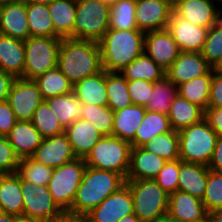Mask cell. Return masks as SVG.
<instances>
[{"instance_id":"6da1fadb","label":"cell","mask_w":222,"mask_h":222,"mask_svg":"<svg viewBox=\"0 0 222 222\" xmlns=\"http://www.w3.org/2000/svg\"><path fill=\"white\" fill-rule=\"evenodd\" d=\"M57 67L73 85L103 71L98 42L71 37L62 38Z\"/></svg>"},{"instance_id":"7a4b0ae2","label":"cell","mask_w":222,"mask_h":222,"mask_svg":"<svg viewBox=\"0 0 222 222\" xmlns=\"http://www.w3.org/2000/svg\"><path fill=\"white\" fill-rule=\"evenodd\" d=\"M145 33L139 29H109L98 41L103 69L120 72L144 53Z\"/></svg>"},{"instance_id":"3957f363","label":"cell","mask_w":222,"mask_h":222,"mask_svg":"<svg viewBox=\"0 0 222 222\" xmlns=\"http://www.w3.org/2000/svg\"><path fill=\"white\" fill-rule=\"evenodd\" d=\"M124 184L125 179L116 172L86 166L69 210L85 216Z\"/></svg>"},{"instance_id":"277c9868","label":"cell","mask_w":222,"mask_h":222,"mask_svg":"<svg viewBox=\"0 0 222 222\" xmlns=\"http://www.w3.org/2000/svg\"><path fill=\"white\" fill-rule=\"evenodd\" d=\"M178 137L179 156L182 161L208 166L218 135L204 118L178 131Z\"/></svg>"},{"instance_id":"5b68a950","label":"cell","mask_w":222,"mask_h":222,"mask_svg":"<svg viewBox=\"0 0 222 222\" xmlns=\"http://www.w3.org/2000/svg\"><path fill=\"white\" fill-rule=\"evenodd\" d=\"M131 149L130 142L112 135L103 136L86 156V166L116 172L126 180Z\"/></svg>"},{"instance_id":"8992f818","label":"cell","mask_w":222,"mask_h":222,"mask_svg":"<svg viewBox=\"0 0 222 222\" xmlns=\"http://www.w3.org/2000/svg\"><path fill=\"white\" fill-rule=\"evenodd\" d=\"M133 197L134 214L141 222H151L167 213L169 194L154 179L125 180Z\"/></svg>"},{"instance_id":"52a82bcc","label":"cell","mask_w":222,"mask_h":222,"mask_svg":"<svg viewBox=\"0 0 222 222\" xmlns=\"http://www.w3.org/2000/svg\"><path fill=\"white\" fill-rule=\"evenodd\" d=\"M110 5L101 0H76L74 38L98 42L109 30Z\"/></svg>"},{"instance_id":"ba28073f","label":"cell","mask_w":222,"mask_h":222,"mask_svg":"<svg viewBox=\"0 0 222 222\" xmlns=\"http://www.w3.org/2000/svg\"><path fill=\"white\" fill-rule=\"evenodd\" d=\"M60 37H29L24 41V79L34 80L46 71L57 67Z\"/></svg>"},{"instance_id":"9c48e42d","label":"cell","mask_w":222,"mask_h":222,"mask_svg":"<svg viewBox=\"0 0 222 222\" xmlns=\"http://www.w3.org/2000/svg\"><path fill=\"white\" fill-rule=\"evenodd\" d=\"M85 168L84 158H76L71 162L54 168L47 187L54 201L62 210H69L72 207Z\"/></svg>"},{"instance_id":"30bf717a","label":"cell","mask_w":222,"mask_h":222,"mask_svg":"<svg viewBox=\"0 0 222 222\" xmlns=\"http://www.w3.org/2000/svg\"><path fill=\"white\" fill-rule=\"evenodd\" d=\"M23 217L44 222L57 215L62 209L54 201L47 185L38 186L21 180Z\"/></svg>"},{"instance_id":"8fae6325","label":"cell","mask_w":222,"mask_h":222,"mask_svg":"<svg viewBox=\"0 0 222 222\" xmlns=\"http://www.w3.org/2000/svg\"><path fill=\"white\" fill-rule=\"evenodd\" d=\"M7 101L17 120L31 121L44 99L34 80L20 77L13 81Z\"/></svg>"},{"instance_id":"7c38bea8","label":"cell","mask_w":222,"mask_h":222,"mask_svg":"<svg viewBox=\"0 0 222 222\" xmlns=\"http://www.w3.org/2000/svg\"><path fill=\"white\" fill-rule=\"evenodd\" d=\"M130 214H134L133 197L129 186L125 183L87 213L85 218L86 222H118Z\"/></svg>"},{"instance_id":"4fadbf2b","label":"cell","mask_w":222,"mask_h":222,"mask_svg":"<svg viewBox=\"0 0 222 222\" xmlns=\"http://www.w3.org/2000/svg\"><path fill=\"white\" fill-rule=\"evenodd\" d=\"M172 12L173 5L169 0H136L137 28L144 33L165 29Z\"/></svg>"},{"instance_id":"5bb4252c","label":"cell","mask_w":222,"mask_h":222,"mask_svg":"<svg viewBox=\"0 0 222 222\" xmlns=\"http://www.w3.org/2000/svg\"><path fill=\"white\" fill-rule=\"evenodd\" d=\"M144 53L163 70H167L181 51L167 28L145 33Z\"/></svg>"},{"instance_id":"9a60e30c","label":"cell","mask_w":222,"mask_h":222,"mask_svg":"<svg viewBox=\"0 0 222 222\" xmlns=\"http://www.w3.org/2000/svg\"><path fill=\"white\" fill-rule=\"evenodd\" d=\"M167 29L177 42L181 52H201L209 30L191 23L174 10Z\"/></svg>"},{"instance_id":"2e32d148","label":"cell","mask_w":222,"mask_h":222,"mask_svg":"<svg viewBox=\"0 0 222 222\" xmlns=\"http://www.w3.org/2000/svg\"><path fill=\"white\" fill-rule=\"evenodd\" d=\"M31 157L52 168L60 167L77 158L65 132L53 137L43 138Z\"/></svg>"},{"instance_id":"e0dca14e","label":"cell","mask_w":222,"mask_h":222,"mask_svg":"<svg viewBox=\"0 0 222 222\" xmlns=\"http://www.w3.org/2000/svg\"><path fill=\"white\" fill-rule=\"evenodd\" d=\"M213 67L201 52H181L178 58L165 71V76L176 86L207 74Z\"/></svg>"},{"instance_id":"ac0fdd59","label":"cell","mask_w":222,"mask_h":222,"mask_svg":"<svg viewBox=\"0 0 222 222\" xmlns=\"http://www.w3.org/2000/svg\"><path fill=\"white\" fill-rule=\"evenodd\" d=\"M212 0H179L173 10L191 23L209 29L222 15V8Z\"/></svg>"},{"instance_id":"d6986e66","label":"cell","mask_w":222,"mask_h":222,"mask_svg":"<svg viewBox=\"0 0 222 222\" xmlns=\"http://www.w3.org/2000/svg\"><path fill=\"white\" fill-rule=\"evenodd\" d=\"M0 34L22 41L30 37L26 3L13 0L0 8Z\"/></svg>"},{"instance_id":"ffe728a7","label":"cell","mask_w":222,"mask_h":222,"mask_svg":"<svg viewBox=\"0 0 222 222\" xmlns=\"http://www.w3.org/2000/svg\"><path fill=\"white\" fill-rule=\"evenodd\" d=\"M167 212L179 222H205L208 219L202 200L179 190L169 195Z\"/></svg>"},{"instance_id":"44dd1931","label":"cell","mask_w":222,"mask_h":222,"mask_svg":"<svg viewBox=\"0 0 222 222\" xmlns=\"http://www.w3.org/2000/svg\"><path fill=\"white\" fill-rule=\"evenodd\" d=\"M6 137L19 159L31 157L43 139L32 122L25 120H18Z\"/></svg>"},{"instance_id":"7402d4cb","label":"cell","mask_w":222,"mask_h":222,"mask_svg":"<svg viewBox=\"0 0 222 222\" xmlns=\"http://www.w3.org/2000/svg\"><path fill=\"white\" fill-rule=\"evenodd\" d=\"M166 162L143 147H133L126 180L155 179Z\"/></svg>"},{"instance_id":"603a6c76","label":"cell","mask_w":222,"mask_h":222,"mask_svg":"<svg viewBox=\"0 0 222 222\" xmlns=\"http://www.w3.org/2000/svg\"><path fill=\"white\" fill-rule=\"evenodd\" d=\"M65 133L75 156L84 159L103 137L92 124L81 118L69 125Z\"/></svg>"},{"instance_id":"cb8c5ba5","label":"cell","mask_w":222,"mask_h":222,"mask_svg":"<svg viewBox=\"0 0 222 222\" xmlns=\"http://www.w3.org/2000/svg\"><path fill=\"white\" fill-rule=\"evenodd\" d=\"M24 67V41L0 34V69L15 78H23Z\"/></svg>"},{"instance_id":"d4e9b609","label":"cell","mask_w":222,"mask_h":222,"mask_svg":"<svg viewBox=\"0 0 222 222\" xmlns=\"http://www.w3.org/2000/svg\"><path fill=\"white\" fill-rule=\"evenodd\" d=\"M209 168L208 166L184 162L180 159L178 190L203 199Z\"/></svg>"},{"instance_id":"484cf974","label":"cell","mask_w":222,"mask_h":222,"mask_svg":"<svg viewBox=\"0 0 222 222\" xmlns=\"http://www.w3.org/2000/svg\"><path fill=\"white\" fill-rule=\"evenodd\" d=\"M73 93L82 104L107 106L106 70L75 83L73 85Z\"/></svg>"},{"instance_id":"4316f807","label":"cell","mask_w":222,"mask_h":222,"mask_svg":"<svg viewBox=\"0 0 222 222\" xmlns=\"http://www.w3.org/2000/svg\"><path fill=\"white\" fill-rule=\"evenodd\" d=\"M145 114L146 108L135 104L114 111L112 136L132 143Z\"/></svg>"},{"instance_id":"83f0119b","label":"cell","mask_w":222,"mask_h":222,"mask_svg":"<svg viewBox=\"0 0 222 222\" xmlns=\"http://www.w3.org/2000/svg\"><path fill=\"white\" fill-rule=\"evenodd\" d=\"M0 211L23 217L21 179L16 173L0 175Z\"/></svg>"},{"instance_id":"f1b7e54d","label":"cell","mask_w":222,"mask_h":222,"mask_svg":"<svg viewBox=\"0 0 222 222\" xmlns=\"http://www.w3.org/2000/svg\"><path fill=\"white\" fill-rule=\"evenodd\" d=\"M47 7L55 33L60 38H74L76 0H54Z\"/></svg>"},{"instance_id":"f546056e","label":"cell","mask_w":222,"mask_h":222,"mask_svg":"<svg viewBox=\"0 0 222 222\" xmlns=\"http://www.w3.org/2000/svg\"><path fill=\"white\" fill-rule=\"evenodd\" d=\"M167 115L172 130L178 132L183 128L200 122L204 118V110L177 94Z\"/></svg>"},{"instance_id":"4dcf8cb0","label":"cell","mask_w":222,"mask_h":222,"mask_svg":"<svg viewBox=\"0 0 222 222\" xmlns=\"http://www.w3.org/2000/svg\"><path fill=\"white\" fill-rule=\"evenodd\" d=\"M171 131L172 128L168 115L146 110L144 120L137 129L131 146L132 148L143 147L153 138Z\"/></svg>"},{"instance_id":"1f68e13d","label":"cell","mask_w":222,"mask_h":222,"mask_svg":"<svg viewBox=\"0 0 222 222\" xmlns=\"http://www.w3.org/2000/svg\"><path fill=\"white\" fill-rule=\"evenodd\" d=\"M59 124L66 129L76 120L80 119L83 110V104L77 99V96L71 92L64 95L50 97L45 100Z\"/></svg>"},{"instance_id":"d6a6232c","label":"cell","mask_w":222,"mask_h":222,"mask_svg":"<svg viewBox=\"0 0 222 222\" xmlns=\"http://www.w3.org/2000/svg\"><path fill=\"white\" fill-rule=\"evenodd\" d=\"M212 77L213 68L207 74L177 86V93L205 111L208 107Z\"/></svg>"},{"instance_id":"836d02e7","label":"cell","mask_w":222,"mask_h":222,"mask_svg":"<svg viewBox=\"0 0 222 222\" xmlns=\"http://www.w3.org/2000/svg\"><path fill=\"white\" fill-rule=\"evenodd\" d=\"M120 73L127 81L142 79L154 83L165 77V70L158 66L145 53L138 56L128 66L122 69Z\"/></svg>"},{"instance_id":"e575fe53","label":"cell","mask_w":222,"mask_h":222,"mask_svg":"<svg viewBox=\"0 0 222 222\" xmlns=\"http://www.w3.org/2000/svg\"><path fill=\"white\" fill-rule=\"evenodd\" d=\"M26 11L31 37H59L55 33L47 5L26 4Z\"/></svg>"},{"instance_id":"d590c367","label":"cell","mask_w":222,"mask_h":222,"mask_svg":"<svg viewBox=\"0 0 222 222\" xmlns=\"http://www.w3.org/2000/svg\"><path fill=\"white\" fill-rule=\"evenodd\" d=\"M34 81L37 83L44 100L73 92V84L58 67L46 71L35 78Z\"/></svg>"},{"instance_id":"8d00e7d4","label":"cell","mask_w":222,"mask_h":222,"mask_svg":"<svg viewBox=\"0 0 222 222\" xmlns=\"http://www.w3.org/2000/svg\"><path fill=\"white\" fill-rule=\"evenodd\" d=\"M106 91L107 106L112 111L124 109L133 104L128 93V81L120 72L106 71Z\"/></svg>"},{"instance_id":"74e56055","label":"cell","mask_w":222,"mask_h":222,"mask_svg":"<svg viewBox=\"0 0 222 222\" xmlns=\"http://www.w3.org/2000/svg\"><path fill=\"white\" fill-rule=\"evenodd\" d=\"M177 94V86L165 76L153 83L150 100L144 107L146 110L167 115Z\"/></svg>"},{"instance_id":"f35d334b","label":"cell","mask_w":222,"mask_h":222,"mask_svg":"<svg viewBox=\"0 0 222 222\" xmlns=\"http://www.w3.org/2000/svg\"><path fill=\"white\" fill-rule=\"evenodd\" d=\"M136 0H117L110 5L109 29H138L135 19Z\"/></svg>"},{"instance_id":"ab89813d","label":"cell","mask_w":222,"mask_h":222,"mask_svg":"<svg viewBox=\"0 0 222 222\" xmlns=\"http://www.w3.org/2000/svg\"><path fill=\"white\" fill-rule=\"evenodd\" d=\"M80 118L92 124L103 136L112 135L114 111L108 106L83 104Z\"/></svg>"},{"instance_id":"60d3db41","label":"cell","mask_w":222,"mask_h":222,"mask_svg":"<svg viewBox=\"0 0 222 222\" xmlns=\"http://www.w3.org/2000/svg\"><path fill=\"white\" fill-rule=\"evenodd\" d=\"M54 168L39 163L32 157L20 159L16 174L21 180L34 183L38 186L48 185Z\"/></svg>"},{"instance_id":"b9f144b4","label":"cell","mask_w":222,"mask_h":222,"mask_svg":"<svg viewBox=\"0 0 222 222\" xmlns=\"http://www.w3.org/2000/svg\"><path fill=\"white\" fill-rule=\"evenodd\" d=\"M143 148L166 161L180 159L178 132L174 130L153 138Z\"/></svg>"},{"instance_id":"7bdbcfd3","label":"cell","mask_w":222,"mask_h":222,"mask_svg":"<svg viewBox=\"0 0 222 222\" xmlns=\"http://www.w3.org/2000/svg\"><path fill=\"white\" fill-rule=\"evenodd\" d=\"M31 122L42 138L53 137L65 132L45 100L35 110Z\"/></svg>"},{"instance_id":"ee69618b","label":"cell","mask_w":222,"mask_h":222,"mask_svg":"<svg viewBox=\"0 0 222 222\" xmlns=\"http://www.w3.org/2000/svg\"><path fill=\"white\" fill-rule=\"evenodd\" d=\"M201 54L213 68L222 60V16L209 28Z\"/></svg>"},{"instance_id":"f6af8a7d","label":"cell","mask_w":222,"mask_h":222,"mask_svg":"<svg viewBox=\"0 0 222 222\" xmlns=\"http://www.w3.org/2000/svg\"><path fill=\"white\" fill-rule=\"evenodd\" d=\"M202 202L207 213L222 209V173L209 170Z\"/></svg>"},{"instance_id":"bcb514c9","label":"cell","mask_w":222,"mask_h":222,"mask_svg":"<svg viewBox=\"0 0 222 222\" xmlns=\"http://www.w3.org/2000/svg\"><path fill=\"white\" fill-rule=\"evenodd\" d=\"M180 159L167 161L154 179L157 184L169 195L178 190V173Z\"/></svg>"},{"instance_id":"7dc6e473","label":"cell","mask_w":222,"mask_h":222,"mask_svg":"<svg viewBox=\"0 0 222 222\" xmlns=\"http://www.w3.org/2000/svg\"><path fill=\"white\" fill-rule=\"evenodd\" d=\"M19 161L7 137L0 139V175L15 174Z\"/></svg>"},{"instance_id":"c3c4849f","label":"cell","mask_w":222,"mask_h":222,"mask_svg":"<svg viewBox=\"0 0 222 222\" xmlns=\"http://www.w3.org/2000/svg\"><path fill=\"white\" fill-rule=\"evenodd\" d=\"M153 83L150 81L136 79L128 81V93L135 105L145 106L150 100Z\"/></svg>"},{"instance_id":"681fc988","label":"cell","mask_w":222,"mask_h":222,"mask_svg":"<svg viewBox=\"0 0 222 222\" xmlns=\"http://www.w3.org/2000/svg\"><path fill=\"white\" fill-rule=\"evenodd\" d=\"M17 121L9 102H0V132L7 136Z\"/></svg>"},{"instance_id":"f907efd6","label":"cell","mask_w":222,"mask_h":222,"mask_svg":"<svg viewBox=\"0 0 222 222\" xmlns=\"http://www.w3.org/2000/svg\"><path fill=\"white\" fill-rule=\"evenodd\" d=\"M208 107H222V72L214 68Z\"/></svg>"},{"instance_id":"816d5d0a","label":"cell","mask_w":222,"mask_h":222,"mask_svg":"<svg viewBox=\"0 0 222 222\" xmlns=\"http://www.w3.org/2000/svg\"><path fill=\"white\" fill-rule=\"evenodd\" d=\"M204 119L218 136H222V107H207Z\"/></svg>"},{"instance_id":"f5cc1de1","label":"cell","mask_w":222,"mask_h":222,"mask_svg":"<svg viewBox=\"0 0 222 222\" xmlns=\"http://www.w3.org/2000/svg\"><path fill=\"white\" fill-rule=\"evenodd\" d=\"M208 168L211 171L222 173V136H218L217 138Z\"/></svg>"},{"instance_id":"db71d44e","label":"cell","mask_w":222,"mask_h":222,"mask_svg":"<svg viewBox=\"0 0 222 222\" xmlns=\"http://www.w3.org/2000/svg\"><path fill=\"white\" fill-rule=\"evenodd\" d=\"M44 222H86L84 215L77 214L70 210H62L57 215Z\"/></svg>"},{"instance_id":"11a10c76","label":"cell","mask_w":222,"mask_h":222,"mask_svg":"<svg viewBox=\"0 0 222 222\" xmlns=\"http://www.w3.org/2000/svg\"><path fill=\"white\" fill-rule=\"evenodd\" d=\"M15 77L0 69V102L7 101Z\"/></svg>"},{"instance_id":"9f6ffc18","label":"cell","mask_w":222,"mask_h":222,"mask_svg":"<svg viewBox=\"0 0 222 222\" xmlns=\"http://www.w3.org/2000/svg\"><path fill=\"white\" fill-rule=\"evenodd\" d=\"M209 222H222V209H217L208 213Z\"/></svg>"},{"instance_id":"6f0895ef","label":"cell","mask_w":222,"mask_h":222,"mask_svg":"<svg viewBox=\"0 0 222 222\" xmlns=\"http://www.w3.org/2000/svg\"><path fill=\"white\" fill-rule=\"evenodd\" d=\"M151 222H179L177 219L172 217L168 212L158 216L155 220Z\"/></svg>"},{"instance_id":"680465c9","label":"cell","mask_w":222,"mask_h":222,"mask_svg":"<svg viewBox=\"0 0 222 222\" xmlns=\"http://www.w3.org/2000/svg\"><path fill=\"white\" fill-rule=\"evenodd\" d=\"M16 216L0 211V222H13Z\"/></svg>"},{"instance_id":"91938a15","label":"cell","mask_w":222,"mask_h":222,"mask_svg":"<svg viewBox=\"0 0 222 222\" xmlns=\"http://www.w3.org/2000/svg\"><path fill=\"white\" fill-rule=\"evenodd\" d=\"M118 222H141V221L135 214H130L121 218L120 220H118Z\"/></svg>"},{"instance_id":"94428289","label":"cell","mask_w":222,"mask_h":222,"mask_svg":"<svg viewBox=\"0 0 222 222\" xmlns=\"http://www.w3.org/2000/svg\"><path fill=\"white\" fill-rule=\"evenodd\" d=\"M26 4H44V5H49L51 2H53L54 0H21Z\"/></svg>"},{"instance_id":"6125c7cd","label":"cell","mask_w":222,"mask_h":222,"mask_svg":"<svg viewBox=\"0 0 222 222\" xmlns=\"http://www.w3.org/2000/svg\"><path fill=\"white\" fill-rule=\"evenodd\" d=\"M13 222H37L25 217H16Z\"/></svg>"},{"instance_id":"be15d7a7","label":"cell","mask_w":222,"mask_h":222,"mask_svg":"<svg viewBox=\"0 0 222 222\" xmlns=\"http://www.w3.org/2000/svg\"><path fill=\"white\" fill-rule=\"evenodd\" d=\"M13 0H0V8L3 7L5 4H7L8 2H11Z\"/></svg>"},{"instance_id":"e7e4bbea","label":"cell","mask_w":222,"mask_h":222,"mask_svg":"<svg viewBox=\"0 0 222 222\" xmlns=\"http://www.w3.org/2000/svg\"><path fill=\"white\" fill-rule=\"evenodd\" d=\"M214 69L222 72V60L219 62V64Z\"/></svg>"},{"instance_id":"03108f58","label":"cell","mask_w":222,"mask_h":222,"mask_svg":"<svg viewBox=\"0 0 222 222\" xmlns=\"http://www.w3.org/2000/svg\"><path fill=\"white\" fill-rule=\"evenodd\" d=\"M105 3H108L109 5L113 4L114 2H116L117 0H101Z\"/></svg>"},{"instance_id":"003e7915","label":"cell","mask_w":222,"mask_h":222,"mask_svg":"<svg viewBox=\"0 0 222 222\" xmlns=\"http://www.w3.org/2000/svg\"><path fill=\"white\" fill-rule=\"evenodd\" d=\"M178 1H179V0H169V2H170L172 5L176 4Z\"/></svg>"},{"instance_id":"a7ac6f4b","label":"cell","mask_w":222,"mask_h":222,"mask_svg":"<svg viewBox=\"0 0 222 222\" xmlns=\"http://www.w3.org/2000/svg\"><path fill=\"white\" fill-rule=\"evenodd\" d=\"M213 2H217L218 1V4H222V0H212Z\"/></svg>"},{"instance_id":"89a4df30","label":"cell","mask_w":222,"mask_h":222,"mask_svg":"<svg viewBox=\"0 0 222 222\" xmlns=\"http://www.w3.org/2000/svg\"><path fill=\"white\" fill-rule=\"evenodd\" d=\"M5 136L0 132V139L4 138Z\"/></svg>"}]
</instances>
